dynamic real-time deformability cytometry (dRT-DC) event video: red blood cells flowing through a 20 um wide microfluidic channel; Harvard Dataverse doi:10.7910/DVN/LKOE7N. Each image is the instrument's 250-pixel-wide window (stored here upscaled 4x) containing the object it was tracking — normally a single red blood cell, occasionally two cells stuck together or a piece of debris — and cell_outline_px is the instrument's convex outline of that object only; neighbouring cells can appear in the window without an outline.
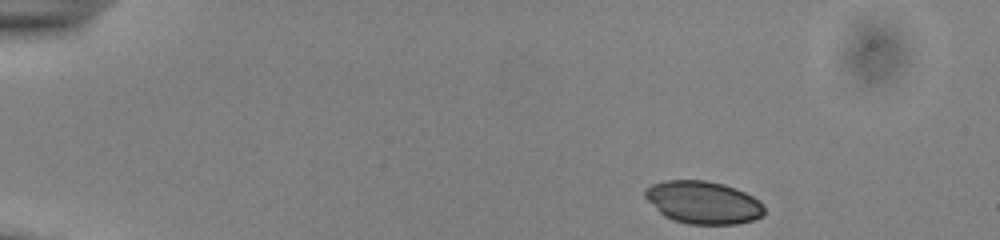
{"species": "common noctule bat (a hibernating species)", "species_latin": "Nyctalus noctula", "temperature_condition": "cold", "stored_images_in_passage": 21, "camera_frame_rate_fps": 3000, "um_per_image_px": 0.085, "animal": {"sex": "male", "body_mass_g": 13.0, "forearm_length_mm": 53.1}, "frame": {"image": 1, "passage_image": 1, "time_ms": 0.0, "image_size_px": [1000, 240], "cell_outline_px": [[764, 216], [752, 220], [736, 224], [688, 224], [672, 220], [664, 216], [644, 196], [644, 192], [652, 184], [668, 180], [704, 180], [724, 184], [736, 188], [752, 196], [764, 208]], "centroid_in_image_um": [59.76, 17.21], "position_along_channel_um": 25.2, "area_um2": 29.42}}
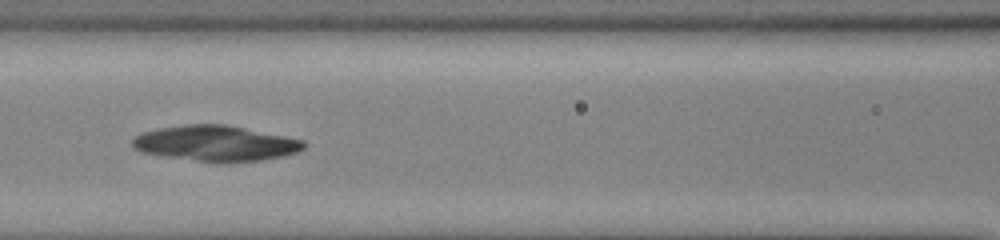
{"frame": {"image": 2, "passage_image": 18, "time_ms": 5.667, "image_size_px": [1000, 240], "cell_outline_px": [[308, 144], [304, 148], [296, 152], [284, 156], [260, 160], [228, 164], [220, 164], [168, 156], [144, 152], [136, 148], [132, 144], [132, 140], [136, 136], [144, 132], [160, 128], [184, 124], [224, 124], [304, 140]], "centroid_in_image_um": [18.39, 12.2], "position_along_channel_um": 148.2, "area_um2": 35.43}}
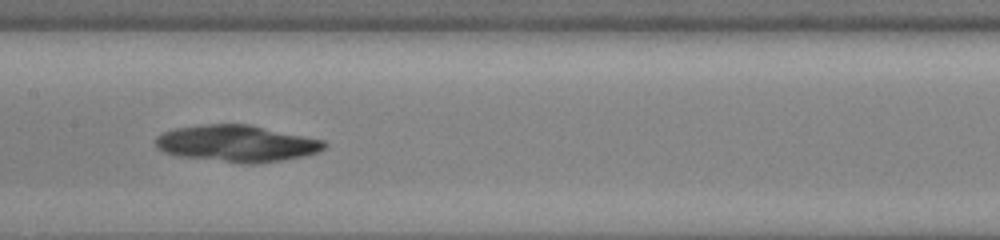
{"frame": {"image": 3, "passage_image": 21, "time_ms": 6.667, "image_size_px": [1000, 240], "cell_outline_px": [[328, 144], [324, 148], [316, 152], [304, 156], [284, 160], [252, 164], [248, 164], [176, 156], [164, 152], [156, 148], [156, 136], [164, 132], [176, 128], [208, 124], [248, 124], [324, 140]], "centroid_in_image_um": [20.12, 12.2], "position_along_channel_um": 187.3, "area_um2": 35.95}}